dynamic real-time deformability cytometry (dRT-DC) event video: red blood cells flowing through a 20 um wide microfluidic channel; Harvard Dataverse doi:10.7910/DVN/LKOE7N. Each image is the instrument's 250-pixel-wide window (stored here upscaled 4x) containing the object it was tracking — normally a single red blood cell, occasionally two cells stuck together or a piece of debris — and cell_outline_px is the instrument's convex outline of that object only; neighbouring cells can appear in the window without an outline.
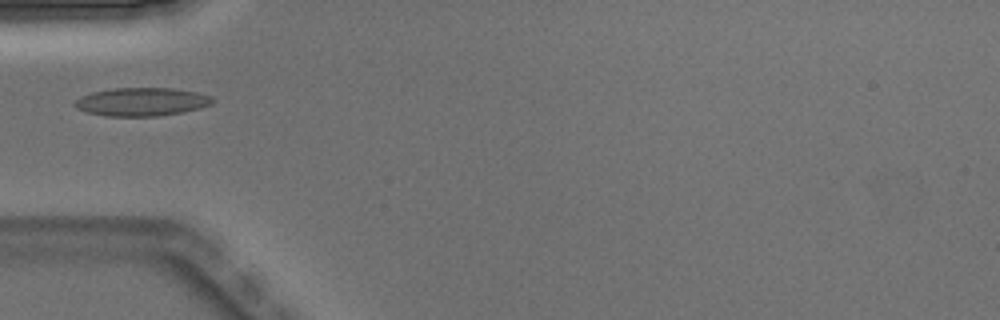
{"species": "Egyptian fruit bat (a non-hibernating species)", "species_latin": "Rousettus aegyptiacus", "temperature_condition": "warm", "stored_images_in_passage": 1, "camera_frame_rate_fps": 3000, "um_per_image_px": 0.085, "animal": {"sex": "male"}, "frame": {"image": 1, "passage_image": 1, "time_ms": 0.0, "image_size_px": [1000, 320], "cell_outline_px": [[216, 100], [212, 104], [200, 108], [184, 112], [156, 116], [104, 116], [88, 112], [76, 108], [72, 104], [76, 100], [92, 92], [112, 88], [172, 88], [196, 92], [212, 96]], "centroid_in_image_um": [12.08, 8.65], "position_along_channel_um": 72.9, "area_um2": 22.77}}